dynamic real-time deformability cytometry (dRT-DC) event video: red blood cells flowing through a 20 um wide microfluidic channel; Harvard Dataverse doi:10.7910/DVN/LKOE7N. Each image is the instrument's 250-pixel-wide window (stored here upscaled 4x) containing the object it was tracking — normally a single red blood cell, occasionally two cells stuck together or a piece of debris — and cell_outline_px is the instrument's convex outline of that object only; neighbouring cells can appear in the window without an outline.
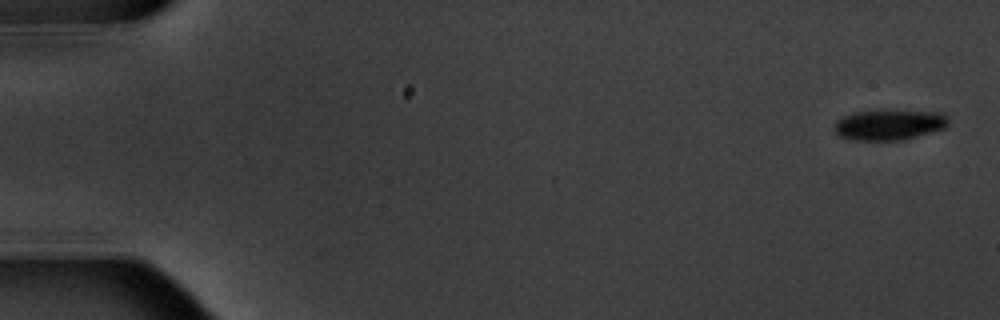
{"species": "common noctule bat (a hibernating species)", "species_latin": "Nyctalus noctula", "temperature_condition": "warm", "stored_images_in_passage": 6, "camera_frame_rate_fps": 3000, "um_per_image_px": 0.085, "animal": {"sex": "male", "body_mass_g": 20.1, "forearm_length_mm": 53.5}, "frame": {"image": 1, "passage_image": 1, "time_ms": 0.0, "image_size_px": [1000, 320], "cell_outline_px": [[948, 124], [944, 128], [932, 132], [904, 140], [856, 140], [840, 136], [832, 128], [836, 120], [840, 116], [856, 112], [880, 108], [940, 112], [948, 116]], "centroid_in_image_um": [75.57, 10.56], "position_along_channel_um": 9.4, "area_um2": 21.04}}
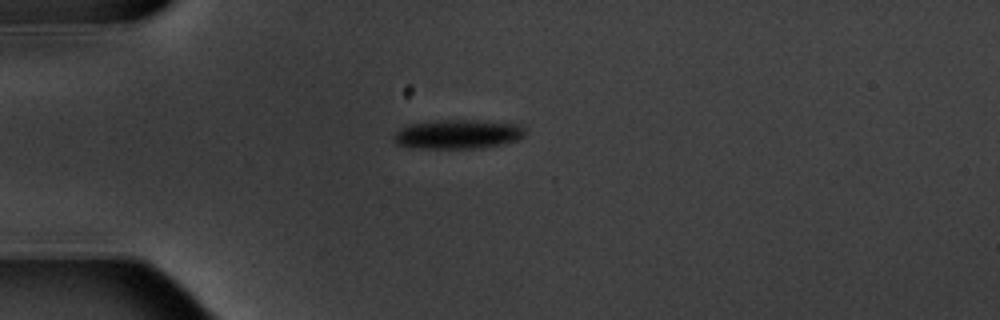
{"frame": {"image": 2, "passage_image": 5, "time_ms": 4.667, "image_size_px": [1000, 320], "cell_outline_px": [[524, 136], [520, 140], [480, 148], [412, 148], [396, 144], [392, 140], [392, 136], [396, 132], [408, 124], [440, 120], [484, 120], [520, 124], [524, 128]], "centroid_in_image_um": [38.91, 11.4], "position_along_channel_um": 46.1, "area_um2": 22.6}}